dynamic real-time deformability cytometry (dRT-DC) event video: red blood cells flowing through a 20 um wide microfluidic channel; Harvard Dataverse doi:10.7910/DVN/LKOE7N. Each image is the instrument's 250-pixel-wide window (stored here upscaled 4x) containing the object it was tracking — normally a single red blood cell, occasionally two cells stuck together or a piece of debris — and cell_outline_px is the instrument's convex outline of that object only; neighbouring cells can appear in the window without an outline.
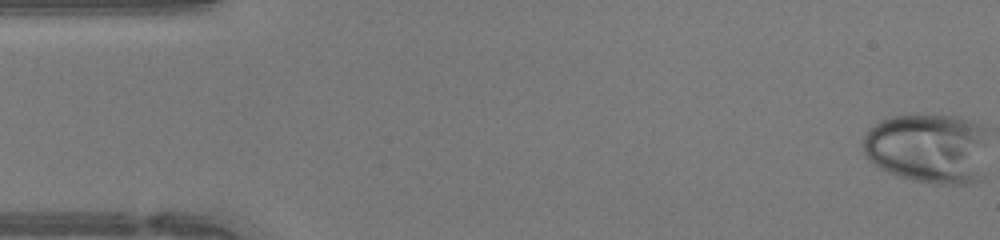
{"species": "human", "species_latin": "Homo sapiens", "temperature_condition": "warm", "stored_images_in_passage": 47, "camera_frame_rate_fps": 3000, "um_per_image_px": 0.085, "donor": {"sex": "female"}, "frame": {"image": 1, "passage_image": 1, "time_ms": 0.0, "image_size_px": [1000, 240], "cell_outline_px": [[984, 180], [968, 184], [940, 184], [912, 180], [888, 172], [872, 164], [868, 160], [864, 152], [864, 136], [868, 128], [880, 120], [892, 116], [916, 112], [932, 112], [956, 116], [972, 120], [980, 124], [984, 128]], "centroid_in_image_um": [78.88, 12.56], "position_along_channel_um": 6.1, "area_um2": 52.6}}
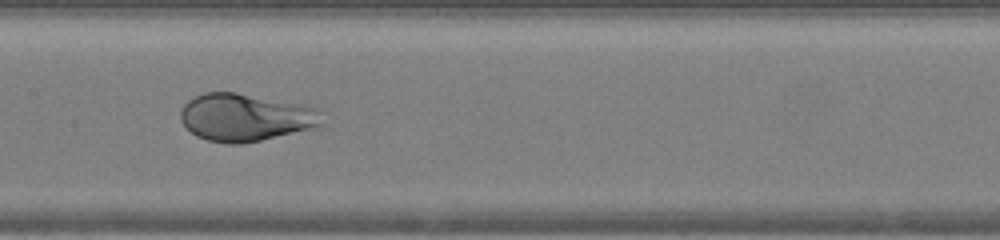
{"frame": {"image": 2, "passage_image": 23, "time_ms": 7.333, "image_size_px": [1000, 240], "cell_outline_px": [[324, 124], [316, 128], [260, 140], [240, 144], [228, 144], [208, 140], [196, 136], [180, 120], [180, 108], [192, 96], [204, 92], [236, 92], [300, 104], [316, 108], [324, 112]], "centroid_in_image_um": [20.88, 9.97], "position_along_channel_um": 186.5, "area_um2": 39.59}}
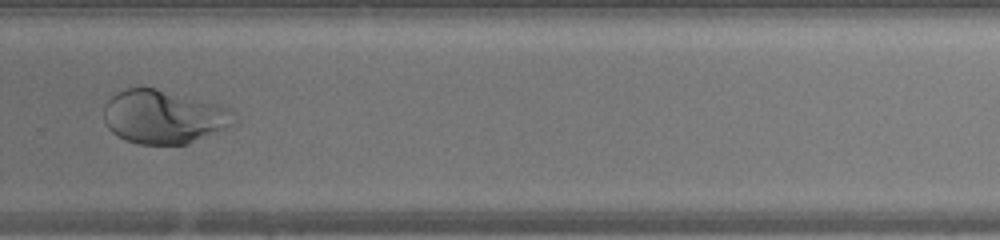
{"frame": {"image": 3, "passage_image": 32, "time_ms": 10.333, "image_size_px": [1000, 240], "cell_outline_px": [[236, 124], [188, 144], [140, 144], [128, 140], [112, 132], [108, 128], [104, 120], [104, 104], [116, 92], [124, 88], [156, 88], [220, 104], [232, 108], [236, 112]], "centroid_in_image_um": [13.97, 9.92], "position_along_channel_um": 315.8, "area_um2": 40.98}, "authors_computed_cell_mechanics": {"area_um2": 43.928, "velocity_mm_per_s": 4.3385, "shape_relaxation_time_tau1_ms": 5.3929, "shape_relaxation_time_tau2_ms": null, "deformation_change_tau1": 0.2289, "deformation_change_tau2": null}}